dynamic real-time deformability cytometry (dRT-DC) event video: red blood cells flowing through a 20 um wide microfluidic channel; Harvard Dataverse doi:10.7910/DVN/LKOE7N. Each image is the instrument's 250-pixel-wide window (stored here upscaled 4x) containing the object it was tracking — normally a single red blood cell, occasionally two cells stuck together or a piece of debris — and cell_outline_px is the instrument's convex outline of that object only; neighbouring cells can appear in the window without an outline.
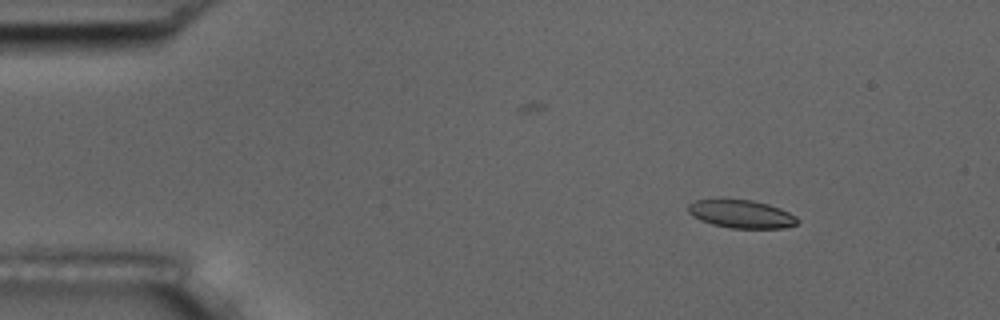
{"species": "common noctule bat (a hibernating species)", "species_latin": "Nyctalus noctula", "temperature_condition": "room temperature", "stored_images_in_passage": 6, "camera_frame_rate_fps": 3000, "um_per_image_px": 0.085, "animal": {"sex": "male", "body_mass_g": 17.5, "forearm_length_mm": 52.3}, "frame": {"image": 1, "passage_image": 2, "time_ms": 1.333, "image_size_px": [1000, 320], "cell_outline_px": [[800, 220], [796, 224], [784, 228], [732, 228], [712, 224], [700, 220], [692, 216], [688, 212], [688, 204], [696, 200], [752, 200], [768, 204], [780, 208], [796, 216]], "centroid_in_image_um": [63.02, 18.2], "position_along_channel_um": 22.0, "area_um2": 17.74}}
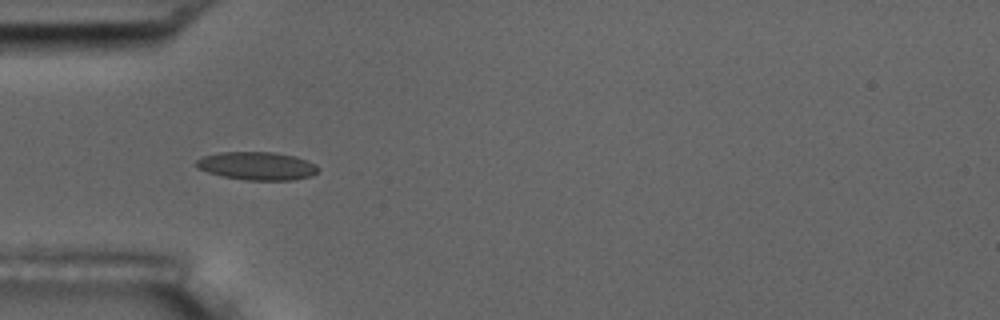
{"frame": {"image": 2, "passage_image": 5, "time_ms": 4.667, "image_size_px": [1000, 320], "cell_outline_px": [[320, 168], [312, 176], [292, 180], [244, 180], [220, 176], [196, 168], [196, 160], [204, 156], [220, 152], [272, 152], [296, 156], [316, 164]], "centroid_in_image_um": [21.85, 14.11], "position_along_channel_um": 63.1, "area_um2": 20.11}}